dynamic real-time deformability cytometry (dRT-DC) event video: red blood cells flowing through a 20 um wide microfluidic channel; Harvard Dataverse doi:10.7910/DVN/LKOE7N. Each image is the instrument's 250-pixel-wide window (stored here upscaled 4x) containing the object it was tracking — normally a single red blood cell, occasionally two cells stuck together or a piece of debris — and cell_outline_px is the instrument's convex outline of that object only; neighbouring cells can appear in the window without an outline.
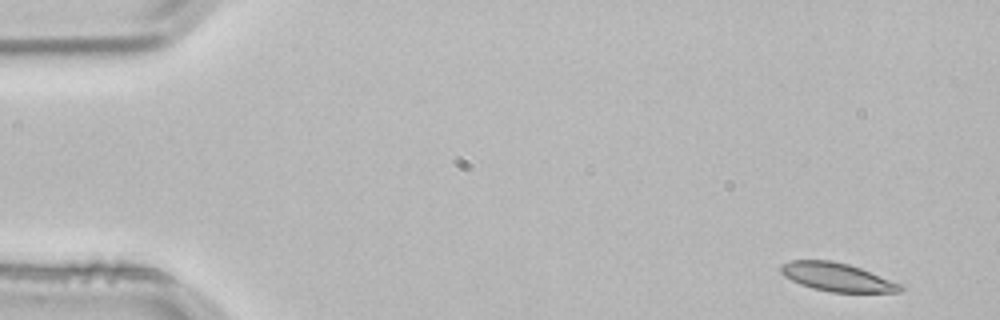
{"species": "common noctule bat (a hibernating species)", "species_latin": "Nyctalus noctula", "temperature_condition": "room temperature", "stored_images_in_passage": 4, "segment_of_instrument_passage": [2, 2], "camera_frame_rate_fps": 3000, "um_per_image_px": 0.085, "animal": {"sex": "male", "body_mass_g": 21.5, "forearm_length_mm": 52.0}, "frame": {"image": 1, "passage_image": 4, "time_ms": 1.0, "image_size_px": [1000, 320], "cell_outline_px": [[904, 288], [900, 292], [832, 292], [812, 288], [800, 284], [784, 276], [780, 272], [780, 264], [792, 260], [832, 260], [848, 264], [860, 268], [904, 284]], "centroid_in_image_um": [71.17, 23.55], "position_along_channel_um": 13.8, "area_um2": 19.88}}